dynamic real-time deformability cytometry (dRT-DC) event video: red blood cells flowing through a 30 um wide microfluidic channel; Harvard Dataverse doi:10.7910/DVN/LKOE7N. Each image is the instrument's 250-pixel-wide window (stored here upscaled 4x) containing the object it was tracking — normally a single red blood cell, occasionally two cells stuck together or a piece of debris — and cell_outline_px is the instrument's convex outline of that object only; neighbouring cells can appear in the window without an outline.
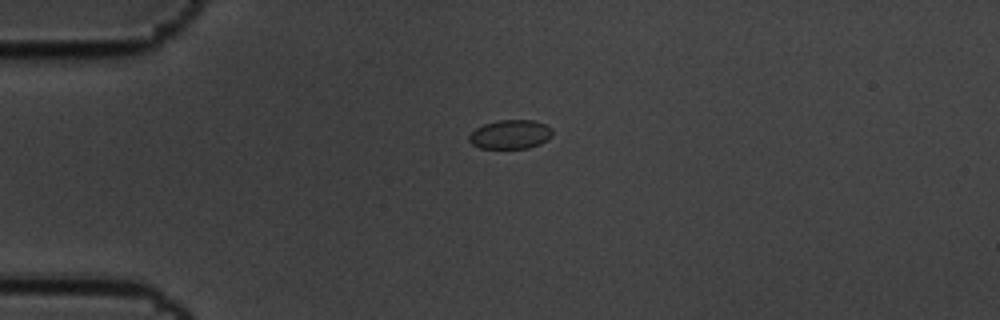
{"species": "common noctule bat (a hibernating species)", "species_latin": "Nyctalus noctula", "temperature_condition": "cold", "stored_images_in_passage": 3, "camera_frame_rate_fps": 3000, "um_per_image_px": 0.085, "animal": {"sex": "male", "body_mass_g": 19.5, "forearm_length_mm": 54.6}, "frame": {"image": 1, "passage_image": 1, "time_ms": 0.0, "image_size_px": [1000, 320], "cell_outline_px": [[552, 136], [548, 140], [540, 144], [528, 148], [480, 148], [472, 144], [468, 140], [468, 136], [476, 128], [484, 124], [500, 120], [532, 120], [544, 124], [552, 128]], "centroid_in_image_um": [43.39, 11.43], "position_along_channel_um": 41.6, "area_um2": 14.1}}
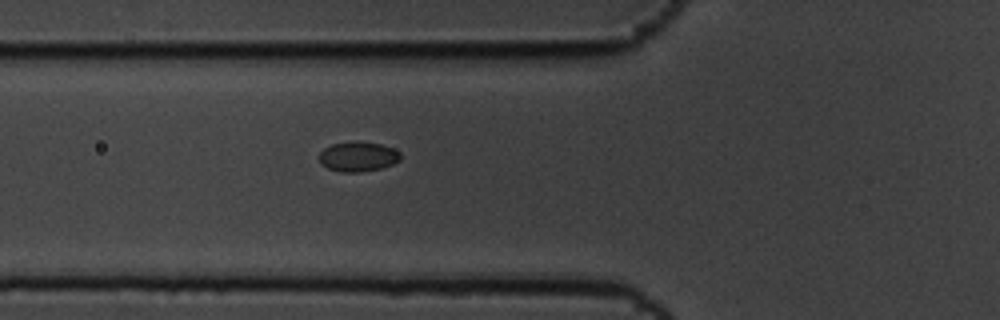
{"frame": {"image": 2, "passage_image": 3, "time_ms": 0.667, "image_size_px": [1000, 320], "cell_outline_px": [[400, 160], [392, 164], [380, 168], [360, 172], [340, 172], [328, 168], [320, 164], [320, 152], [324, 148], [332, 144], [356, 140], [380, 144], [392, 148], [400, 152]], "centroid_in_image_um": [30.41, 13.3], "position_along_channel_um": 95.4, "area_um2": 14.16}}